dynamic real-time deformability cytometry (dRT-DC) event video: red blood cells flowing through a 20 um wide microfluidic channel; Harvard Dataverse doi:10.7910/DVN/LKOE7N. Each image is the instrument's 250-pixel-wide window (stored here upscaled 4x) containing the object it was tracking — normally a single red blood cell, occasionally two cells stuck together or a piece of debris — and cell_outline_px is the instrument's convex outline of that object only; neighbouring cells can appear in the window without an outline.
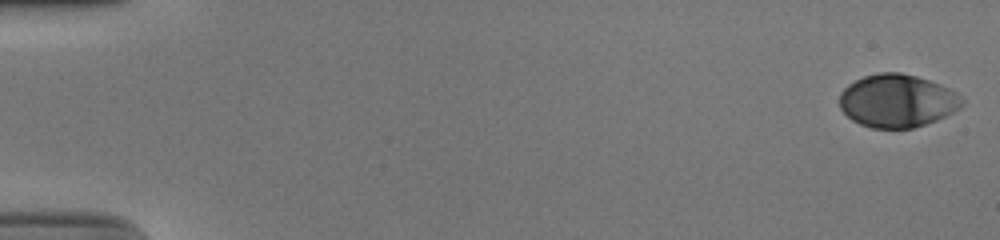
{"species": "human", "species_latin": "Homo sapiens", "temperature_condition": "cold", "stored_images_in_passage": 53, "camera_frame_rate_fps": 3000, "um_per_image_px": 0.085, "donor": {"sex": "male"}, "frame": {"image": 1, "passage_image": 1, "time_ms": 0.0, "image_size_px": [1000, 240], "cell_outline_px": [[964, 104], [960, 108], [936, 120], [912, 128], [872, 128], [860, 124], [852, 120], [840, 108], [840, 92], [848, 84], [864, 76], [880, 72], [900, 72], [916, 76], [940, 84], [956, 92], [964, 100]], "centroid_in_image_um": [76.26, 8.56], "position_along_channel_um": 8.7, "area_um2": 37.74}}
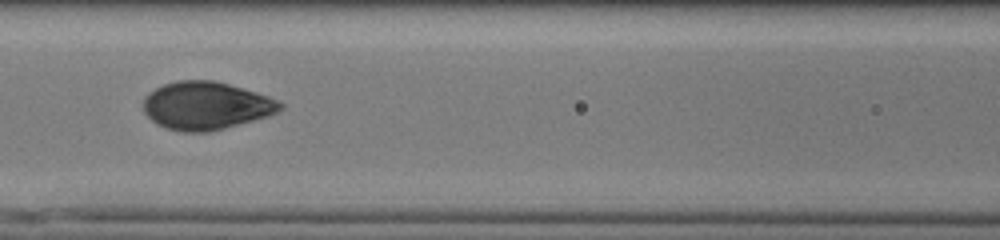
{"frame": {"image": 2, "passage_image": 25, "time_ms": 8.0, "image_size_px": [1000, 240], "cell_outline_px": [[284, 108], [268, 116], [224, 128], [208, 132], [180, 132], [164, 128], [156, 124], [144, 112], [144, 96], [156, 88], [164, 84], [176, 80], [212, 80], [228, 84], [268, 96], [284, 104]], "centroid_in_image_um": [17.49, 8.99], "position_along_channel_um": 149.1, "area_um2": 38.09}}
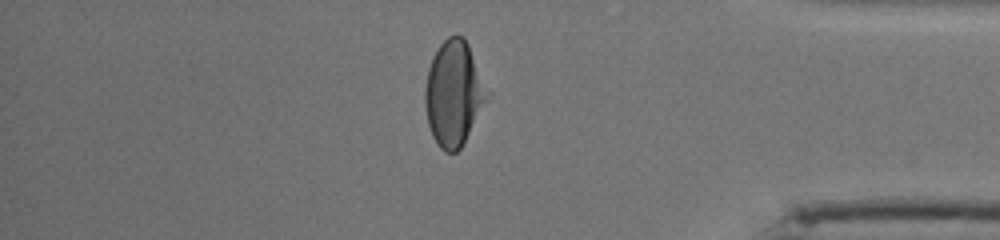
{"frame": {"image": 3, "passage_image": 46, "time_ms": 15.0, "image_size_px": [1000, 240], "cell_outline_px": [[492, 92], [460, 148], [456, 152], [444, 152], [436, 144], [432, 136], [428, 124], [424, 100], [424, 88], [428, 68], [432, 56], [440, 44], [448, 36], [464, 36]], "centroid_in_image_um": [38.58, 7.92], "position_along_channel_um": 396.6, "area_um2": 38.49}}